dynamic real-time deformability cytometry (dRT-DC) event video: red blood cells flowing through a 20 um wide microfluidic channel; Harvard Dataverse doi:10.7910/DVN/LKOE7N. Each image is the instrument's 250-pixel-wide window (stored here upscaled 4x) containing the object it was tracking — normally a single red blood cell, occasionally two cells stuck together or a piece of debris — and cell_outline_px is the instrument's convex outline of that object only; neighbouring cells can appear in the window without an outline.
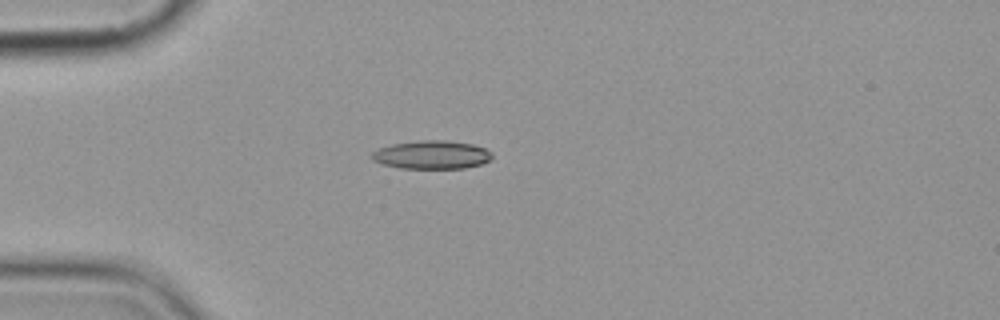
{"species": "common noctule bat (a hibernating species)", "species_latin": "Nyctalus noctula", "temperature_condition": "cold", "stored_images_in_passage": 5, "camera_frame_rate_fps": 3000, "um_per_image_px": 0.085, "animal": {"sex": "female", "body_mass_g": 19.9}, "frame": {"image": 1, "passage_image": 5, "time_ms": 4.667, "image_size_px": [1000, 320], "cell_outline_px": [[492, 160], [480, 164], [464, 168], [400, 168], [380, 164], [372, 160], [368, 156], [376, 148], [392, 144], [420, 140], [444, 140], [472, 144], [484, 148], [492, 152]], "centroid_in_image_um": [36.64, 13.16], "position_along_channel_um": 48.4, "area_um2": 20.11}}